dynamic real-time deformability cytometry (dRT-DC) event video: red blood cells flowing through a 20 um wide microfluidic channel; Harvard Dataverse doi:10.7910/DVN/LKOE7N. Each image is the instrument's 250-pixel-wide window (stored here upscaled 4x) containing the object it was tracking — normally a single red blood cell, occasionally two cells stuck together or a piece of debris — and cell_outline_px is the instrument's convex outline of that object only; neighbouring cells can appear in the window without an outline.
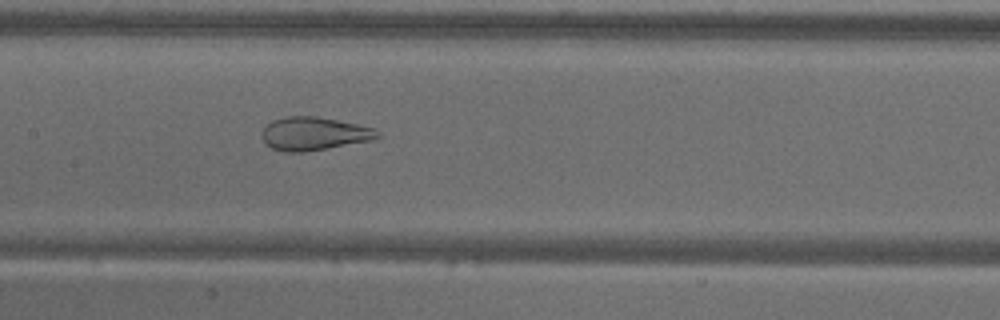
{"species": "common noctule bat (a hibernating species)", "species_latin": "Nyctalus noctula", "temperature_condition": "warm", "stored_images_in_passage": 50, "camera_frame_rate_fps": 3000, "um_per_image_px": 0.085, "animal": {"sex": "male", "body_mass_g": 18.8}, "frame": {"image": 1, "passage_image": 27, "time_ms": 8.667, "image_size_px": [1000, 320], "cell_outline_px": [[380, 136], [372, 140], [304, 152], [284, 152], [272, 148], [264, 144], [264, 128], [272, 120], [284, 116], [316, 116], [356, 124], [372, 128], [380, 132]], "centroid_in_image_um": [26.67, 11.36], "position_along_channel_um": 180.7, "area_um2": 22.14}}
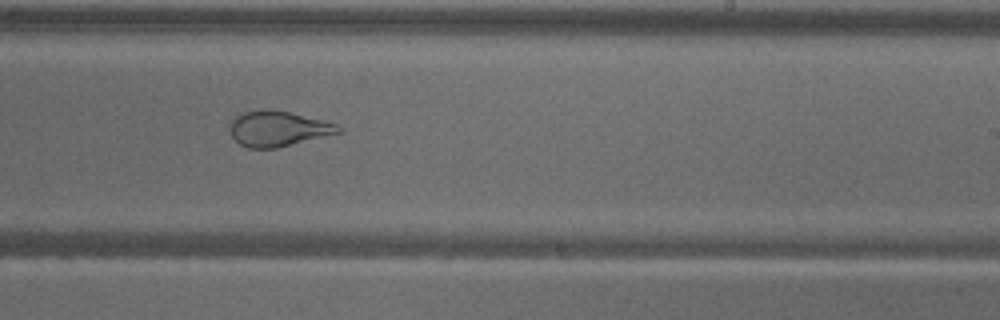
{"frame": {"image": 2, "passage_image": 34, "time_ms": 11.0, "image_size_px": [1000, 320], "cell_outline_px": [[344, 132], [276, 148], [248, 148], [240, 144], [232, 136], [228, 128], [232, 120], [236, 116], [244, 112], [256, 108], [268, 108], [288, 112], [324, 120], [336, 124], [344, 128]], "centroid_in_image_um": [23.64, 10.92], "position_along_channel_um": 265.4, "area_um2": 22.66}}
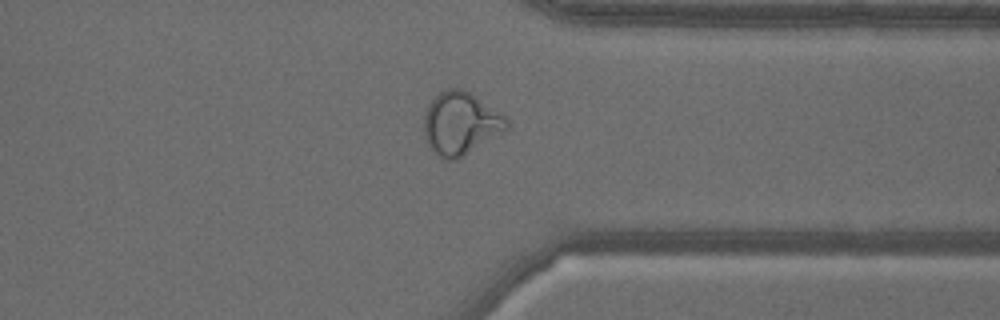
{"frame": {"image": 3, "passage_image": 43, "time_ms": 14.0, "image_size_px": [1000, 320], "cell_outline_px": [[508, 128], [456, 160], [448, 160], [440, 156], [428, 144], [424, 136], [424, 116], [428, 104], [444, 88], [464, 88], [504, 112], [508, 116]], "centroid_in_image_um": [39.18, 10.43], "position_along_channel_um": 372.2, "area_um2": 30.35}, "authors_computed_cell_mechanics": {"area_um2": 29.9982, "velocity_mm_per_s": 3.6399, "shape_relaxation_time_tau1_ms": null, "shape_relaxation_time_tau2_ms": 0.8198, "deformation_change_tau1": null, "deformation_change_tau2": 0.0799}}